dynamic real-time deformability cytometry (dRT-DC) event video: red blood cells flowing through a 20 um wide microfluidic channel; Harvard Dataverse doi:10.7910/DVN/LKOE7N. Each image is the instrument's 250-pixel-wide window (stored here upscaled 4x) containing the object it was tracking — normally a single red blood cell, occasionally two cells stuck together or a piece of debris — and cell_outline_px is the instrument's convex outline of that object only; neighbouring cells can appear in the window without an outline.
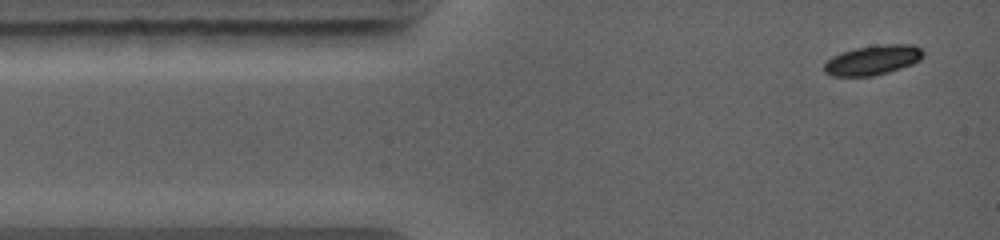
{"species": "common noctule bat (a hibernating species)", "species_latin": "Nyctalus noctula", "temperature_condition": "warm", "stored_images_in_passage": 5, "camera_frame_rate_fps": 5000, "um_per_image_px": 0.085, "animal": {"sex": "female", "body_mass_g": 19.0, "forearm_length_mm": 56.7}, "frame": {"image": 1, "passage_image": 1, "time_ms": 0.0, "image_size_px": [1000, 240], "cell_outline_px": [[924, 56], [920, 60], [912, 64], [888, 72], [872, 76], [832, 76], [824, 72], [824, 64], [832, 56], [840, 52], [856, 48], [884, 44], [912, 44], [920, 48], [924, 52]], "centroid_in_image_um": [74.19, 5.1], "position_along_channel_um": 10.8, "area_um2": 17.17}}
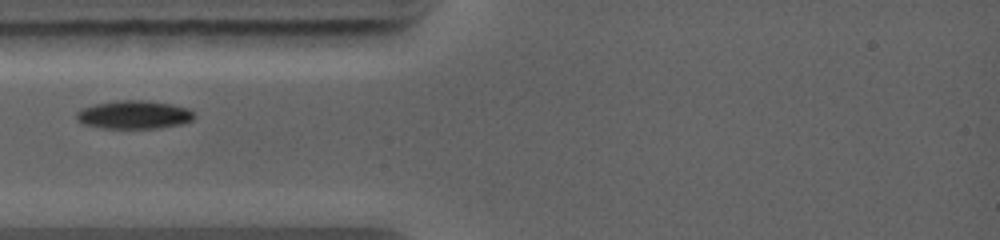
{"frame": {"image": 2, "passage_image": 4, "time_ms": 2.6, "image_size_px": [1000, 240], "cell_outline_px": [[196, 116], [192, 120], [184, 124], [160, 128], [100, 128], [80, 124], [76, 120], [76, 112], [80, 108], [96, 104], [116, 100], [144, 100], [172, 104], [188, 108]], "centroid_in_image_um": [11.37, 9.76], "position_along_channel_um": 73.6, "area_um2": 19.77}}
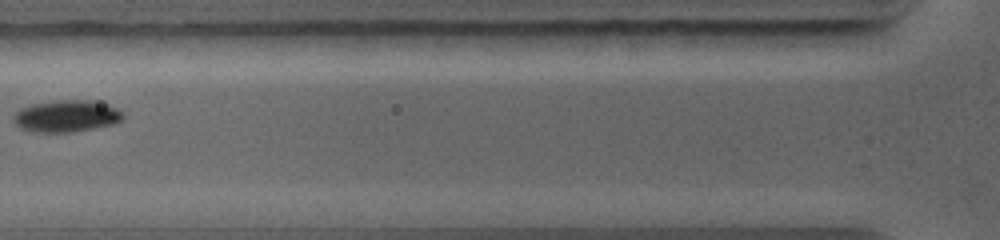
{"frame": {"image": 3, "passage_image": 5, "time_ms": 3.6, "image_size_px": [1000, 240], "cell_outline_px": [[124, 116], [120, 120], [112, 124], [96, 128], [72, 132], [28, 132], [20, 128], [12, 120], [12, 116], [20, 108], [32, 104], [56, 100], [88, 100], [108, 104], [124, 112]], "centroid_in_image_um": [5.62, 9.87], "position_along_channel_um": 120.2, "area_um2": 20.52}}